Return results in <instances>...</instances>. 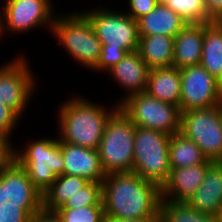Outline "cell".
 Instances as JSON below:
<instances>
[{
	"label": "cell",
	"mask_w": 222,
	"mask_h": 222,
	"mask_svg": "<svg viewBox=\"0 0 222 222\" xmlns=\"http://www.w3.org/2000/svg\"><path fill=\"white\" fill-rule=\"evenodd\" d=\"M161 187L134 172L108 174L102 181L105 217L160 218Z\"/></svg>",
	"instance_id": "1"
},
{
	"label": "cell",
	"mask_w": 222,
	"mask_h": 222,
	"mask_svg": "<svg viewBox=\"0 0 222 222\" xmlns=\"http://www.w3.org/2000/svg\"><path fill=\"white\" fill-rule=\"evenodd\" d=\"M105 108L86 99L72 97L61 103L58 113L59 141L90 149H98L106 122L119 107Z\"/></svg>",
	"instance_id": "2"
},
{
	"label": "cell",
	"mask_w": 222,
	"mask_h": 222,
	"mask_svg": "<svg viewBox=\"0 0 222 222\" xmlns=\"http://www.w3.org/2000/svg\"><path fill=\"white\" fill-rule=\"evenodd\" d=\"M25 146L21 151L12 148V158L24 168L33 186L43 195L57 176L64 174L62 142L58 136L44 137Z\"/></svg>",
	"instance_id": "3"
},
{
	"label": "cell",
	"mask_w": 222,
	"mask_h": 222,
	"mask_svg": "<svg viewBox=\"0 0 222 222\" xmlns=\"http://www.w3.org/2000/svg\"><path fill=\"white\" fill-rule=\"evenodd\" d=\"M52 34L70 57L93 70L100 59L102 43L96 37L89 19L82 12L57 14Z\"/></svg>",
	"instance_id": "4"
},
{
	"label": "cell",
	"mask_w": 222,
	"mask_h": 222,
	"mask_svg": "<svg viewBox=\"0 0 222 222\" xmlns=\"http://www.w3.org/2000/svg\"><path fill=\"white\" fill-rule=\"evenodd\" d=\"M135 124L118 107L106 122L98 153L106 175L132 172Z\"/></svg>",
	"instance_id": "5"
},
{
	"label": "cell",
	"mask_w": 222,
	"mask_h": 222,
	"mask_svg": "<svg viewBox=\"0 0 222 222\" xmlns=\"http://www.w3.org/2000/svg\"><path fill=\"white\" fill-rule=\"evenodd\" d=\"M170 135L135 126L132 172L162 187L170 174Z\"/></svg>",
	"instance_id": "6"
},
{
	"label": "cell",
	"mask_w": 222,
	"mask_h": 222,
	"mask_svg": "<svg viewBox=\"0 0 222 222\" xmlns=\"http://www.w3.org/2000/svg\"><path fill=\"white\" fill-rule=\"evenodd\" d=\"M119 107L135 126L161 131L170 136L180 132L179 106L160 101L147 92L129 96Z\"/></svg>",
	"instance_id": "7"
},
{
	"label": "cell",
	"mask_w": 222,
	"mask_h": 222,
	"mask_svg": "<svg viewBox=\"0 0 222 222\" xmlns=\"http://www.w3.org/2000/svg\"><path fill=\"white\" fill-rule=\"evenodd\" d=\"M180 132L212 162H222V113L219 105L181 112Z\"/></svg>",
	"instance_id": "8"
},
{
	"label": "cell",
	"mask_w": 222,
	"mask_h": 222,
	"mask_svg": "<svg viewBox=\"0 0 222 222\" xmlns=\"http://www.w3.org/2000/svg\"><path fill=\"white\" fill-rule=\"evenodd\" d=\"M82 13L91 22L96 37L102 45L122 48L128 53L137 51L140 39L138 21L124 11H111L100 6Z\"/></svg>",
	"instance_id": "9"
},
{
	"label": "cell",
	"mask_w": 222,
	"mask_h": 222,
	"mask_svg": "<svg viewBox=\"0 0 222 222\" xmlns=\"http://www.w3.org/2000/svg\"><path fill=\"white\" fill-rule=\"evenodd\" d=\"M23 208L32 217L43 208V195L13 158L0 170V209Z\"/></svg>",
	"instance_id": "10"
},
{
	"label": "cell",
	"mask_w": 222,
	"mask_h": 222,
	"mask_svg": "<svg viewBox=\"0 0 222 222\" xmlns=\"http://www.w3.org/2000/svg\"><path fill=\"white\" fill-rule=\"evenodd\" d=\"M17 56L0 67V103L12 109L20 118L36 90V77L28 60Z\"/></svg>",
	"instance_id": "11"
},
{
	"label": "cell",
	"mask_w": 222,
	"mask_h": 222,
	"mask_svg": "<svg viewBox=\"0 0 222 222\" xmlns=\"http://www.w3.org/2000/svg\"><path fill=\"white\" fill-rule=\"evenodd\" d=\"M51 0H5L2 10V33L22 34L33 28L52 31L57 13ZM45 26V27H42Z\"/></svg>",
	"instance_id": "12"
},
{
	"label": "cell",
	"mask_w": 222,
	"mask_h": 222,
	"mask_svg": "<svg viewBox=\"0 0 222 222\" xmlns=\"http://www.w3.org/2000/svg\"><path fill=\"white\" fill-rule=\"evenodd\" d=\"M181 112L191 109L210 108L222 101L221 83L217 81L202 65L180 69Z\"/></svg>",
	"instance_id": "13"
},
{
	"label": "cell",
	"mask_w": 222,
	"mask_h": 222,
	"mask_svg": "<svg viewBox=\"0 0 222 222\" xmlns=\"http://www.w3.org/2000/svg\"><path fill=\"white\" fill-rule=\"evenodd\" d=\"M213 162L171 168L167 181L161 187L162 200L187 202L202 184L208 167Z\"/></svg>",
	"instance_id": "14"
},
{
	"label": "cell",
	"mask_w": 222,
	"mask_h": 222,
	"mask_svg": "<svg viewBox=\"0 0 222 222\" xmlns=\"http://www.w3.org/2000/svg\"><path fill=\"white\" fill-rule=\"evenodd\" d=\"M149 68L137 51L127 53L108 74L123 87L125 95L116 103L118 106L129 96L146 91Z\"/></svg>",
	"instance_id": "15"
},
{
	"label": "cell",
	"mask_w": 222,
	"mask_h": 222,
	"mask_svg": "<svg viewBox=\"0 0 222 222\" xmlns=\"http://www.w3.org/2000/svg\"><path fill=\"white\" fill-rule=\"evenodd\" d=\"M64 174L80 176L93 182H102L106 174L101 165L98 149L62 142Z\"/></svg>",
	"instance_id": "16"
},
{
	"label": "cell",
	"mask_w": 222,
	"mask_h": 222,
	"mask_svg": "<svg viewBox=\"0 0 222 222\" xmlns=\"http://www.w3.org/2000/svg\"><path fill=\"white\" fill-rule=\"evenodd\" d=\"M187 203L201 213L221 216L222 162H213L208 167L202 184Z\"/></svg>",
	"instance_id": "17"
},
{
	"label": "cell",
	"mask_w": 222,
	"mask_h": 222,
	"mask_svg": "<svg viewBox=\"0 0 222 222\" xmlns=\"http://www.w3.org/2000/svg\"><path fill=\"white\" fill-rule=\"evenodd\" d=\"M204 23H187L174 37L173 64L177 69L200 65Z\"/></svg>",
	"instance_id": "18"
},
{
	"label": "cell",
	"mask_w": 222,
	"mask_h": 222,
	"mask_svg": "<svg viewBox=\"0 0 222 222\" xmlns=\"http://www.w3.org/2000/svg\"><path fill=\"white\" fill-rule=\"evenodd\" d=\"M139 36L165 35L175 37L187 24L164 3H158L148 14L138 20Z\"/></svg>",
	"instance_id": "19"
},
{
	"label": "cell",
	"mask_w": 222,
	"mask_h": 222,
	"mask_svg": "<svg viewBox=\"0 0 222 222\" xmlns=\"http://www.w3.org/2000/svg\"><path fill=\"white\" fill-rule=\"evenodd\" d=\"M145 92L160 101L179 106L181 97L180 69L173 66L150 69Z\"/></svg>",
	"instance_id": "20"
},
{
	"label": "cell",
	"mask_w": 222,
	"mask_h": 222,
	"mask_svg": "<svg viewBox=\"0 0 222 222\" xmlns=\"http://www.w3.org/2000/svg\"><path fill=\"white\" fill-rule=\"evenodd\" d=\"M174 37L140 36L137 52L149 69L169 68L173 64Z\"/></svg>",
	"instance_id": "21"
},
{
	"label": "cell",
	"mask_w": 222,
	"mask_h": 222,
	"mask_svg": "<svg viewBox=\"0 0 222 222\" xmlns=\"http://www.w3.org/2000/svg\"><path fill=\"white\" fill-rule=\"evenodd\" d=\"M200 65L222 83V30L214 21L204 23Z\"/></svg>",
	"instance_id": "22"
},
{
	"label": "cell",
	"mask_w": 222,
	"mask_h": 222,
	"mask_svg": "<svg viewBox=\"0 0 222 222\" xmlns=\"http://www.w3.org/2000/svg\"><path fill=\"white\" fill-rule=\"evenodd\" d=\"M90 181L80 176L63 174L57 176L50 188L43 194V209L55 212L61 208L70 196H73Z\"/></svg>",
	"instance_id": "23"
},
{
	"label": "cell",
	"mask_w": 222,
	"mask_h": 222,
	"mask_svg": "<svg viewBox=\"0 0 222 222\" xmlns=\"http://www.w3.org/2000/svg\"><path fill=\"white\" fill-rule=\"evenodd\" d=\"M207 158L200 147L189 140L181 132L170 136L169 141V165L170 168L188 167L203 164Z\"/></svg>",
	"instance_id": "24"
},
{
	"label": "cell",
	"mask_w": 222,
	"mask_h": 222,
	"mask_svg": "<svg viewBox=\"0 0 222 222\" xmlns=\"http://www.w3.org/2000/svg\"><path fill=\"white\" fill-rule=\"evenodd\" d=\"M164 4L186 23H210L204 0H165Z\"/></svg>",
	"instance_id": "25"
},
{
	"label": "cell",
	"mask_w": 222,
	"mask_h": 222,
	"mask_svg": "<svg viewBox=\"0 0 222 222\" xmlns=\"http://www.w3.org/2000/svg\"><path fill=\"white\" fill-rule=\"evenodd\" d=\"M84 206H103L102 182L90 181L85 187L70 196L61 208L76 209Z\"/></svg>",
	"instance_id": "26"
},
{
	"label": "cell",
	"mask_w": 222,
	"mask_h": 222,
	"mask_svg": "<svg viewBox=\"0 0 222 222\" xmlns=\"http://www.w3.org/2000/svg\"><path fill=\"white\" fill-rule=\"evenodd\" d=\"M62 222H104L103 206H84L76 209L59 208L55 211Z\"/></svg>",
	"instance_id": "27"
},
{
	"label": "cell",
	"mask_w": 222,
	"mask_h": 222,
	"mask_svg": "<svg viewBox=\"0 0 222 222\" xmlns=\"http://www.w3.org/2000/svg\"><path fill=\"white\" fill-rule=\"evenodd\" d=\"M160 222H193V207L187 202L161 200Z\"/></svg>",
	"instance_id": "28"
},
{
	"label": "cell",
	"mask_w": 222,
	"mask_h": 222,
	"mask_svg": "<svg viewBox=\"0 0 222 222\" xmlns=\"http://www.w3.org/2000/svg\"><path fill=\"white\" fill-rule=\"evenodd\" d=\"M128 52L122 48H109V45H102L100 59L93 71L108 72L120 60H122Z\"/></svg>",
	"instance_id": "29"
},
{
	"label": "cell",
	"mask_w": 222,
	"mask_h": 222,
	"mask_svg": "<svg viewBox=\"0 0 222 222\" xmlns=\"http://www.w3.org/2000/svg\"><path fill=\"white\" fill-rule=\"evenodd\" d=\"M20 117L4 103H0V134L12 143L11 134L16 129Z\"/></svg>",
	"instance_id": "30"
},
{
	"label": "cell",
	"mask_w": 222,
	"mask_h": 222,
	"mask_svg": "<svg viewBox=\"0 0 222 222\" xmlns=\"http://www.w3.org/2000/svg\"><path fill=\"white\" fill-rule=\"evenodd\" d=\"M130 10H125V13L138 20L142 16L150 13L158 4L156 0H128Z\"/></svg>",
	"instance_id": "31"
},
{
	"label": "cell",
	"mask_w": 222,
	"mask_h": 222,
	"mask_svg": "<svg viewBox=\"0 0 222 222\" xmlns=\"http://www.w3.org/2000/svg\"><path fill=\"white\" fill-rule=\"evenodd\" d=\"M32 218L23 208L0 209V222H32Z\"/></svg>",
	"instance_id": "32"
},
{
	"label": "cell",
	"mask_w": 222,
	"mask_h": 222,
	"mask_svg": "<svg viewBox=\"0 0 222 222\" xmlns=\"http://www.w3.org/2000/svg\"><path fill=\"white\" fill-rule=\"evenodd\" d=\"M207 16L214 21L222 15V0H204Z\"/></svg>",
	"instance_id": "33"
},
{
	"label": "cell",
	"mask_w": 222,
	"mask_h": 222,
	"mask_svg": "<svg viewBox=\"0 0 222 222\" xmlns=\"http://www.w3.org/2000/svg\"><path fill=\"white\" fill-rule=\"evenodd\" d=\"M32 222H62L56 212H49L43 208L32 218Z\"/></svg>",
	"instance_id": "34"
},
{
	"label": "cell",
	"mask_w": 222,
	"mask_h": 222,
	"mask_svg": "<svg viewBox=\"0 0 222 222\" xmlns=\"http://www.w3.org/2000/svg\"><path fill=\"white\" fill-rule=\"evenodd\" d=\"M193 222H221L219 216L201 213L193 208Z\"/></svg>",
	"instance_id": "35"
},
{
	"label": "cell",
	"mask_w": 222,
	"mask_h": 222,
	"mask_svg": "<svg viewBox=\"0 0 222 222\" xmlns=\"http://www.w3.org/2000/svg\"><path fill=\"white\" fill-rule=\"evenodd\" d=\"M13 146H0V170L12 159Z\"/></svg>",
	"instance_id": "36"
},
{
	"label": "cell",
	"mask_w": 222,
	"mask_h": 222,
	"mask_svg": "<svg viewBox=\"0 0 222 222\" xmlns=\"http://www.w3.org/2000/svg\"><path fill=\"white\" fill-rule=\"evenodd\" d=\"M104 222H160V218L121 219V218L105 217Z\"/></svg>",
	"instance_id": "37"
},
{
	"label": "cell",
	"mask_w": 222,
	"mask_h": 222,
	"mask_svg": "<svg viewBox=\"0 0 222 222\" xmlns=\"http://www.w3.org/2000/svg\"><path fill=\"white\" fill-rule=\"evenodd\" d=\"M12 144L0 134V146H13Z\"/></svg>",
	"instance_id": "38"
},
{
	"label": "cell",
	"mask_w": 222,
	"mask_h": 222,
	"mask_svg": "<svg viewBox=\"0 0 222 222\" xmlns=\"http://www.w3.org/2000/svg\"><path fill=\"white\" fill-rule=\"evenodd\" d=\"M214 22L221 28L222 30V15L214 20Z\"/></svg>",
	"instance_id": "39"
},
{
	"label": "cell",
	"mask_w": 222,
	"mask_h": 222,
	"mask_svg": "<svg viewBox=\"0 0 222 222\" xmlns=\"http://www.w3.org/2000/svg\"><path fill=\"white\" fill-rule=\"evenodd\" d=\"M2 10H0V38L3 36V33H2Z\"/></svg>",
	"instance_id": "40"
},
{
	"label": "cell",
	"mask_w": 222,
	"mask_h": 222,
	"mask_svg": "<svg viewBox=\"0 0 222 222\" xmlns=\"http://www.w3.org/2000/svg\"><path fill=\"white\" fill-rule=\"evenodd\" d=\"M157 1V3H164L165 2V0H156Z\"/></svg>",
	"instance_id": "41"
},
{
	"label": "cell",
	"mask_w": 222,
	"mask_h": 222,
	"mask_svg": "<svg viewBox=\"0 0 222 222\" xmlns=\"http://www.w3.org/2000/svg\"><path fill=\"white\" fill-rule=\"evenodd\" d=\"M219 107H220V110H221V113H222V101L220 102Z\"/></svg>",
	"instance_id": "42"
}]
</instances>
